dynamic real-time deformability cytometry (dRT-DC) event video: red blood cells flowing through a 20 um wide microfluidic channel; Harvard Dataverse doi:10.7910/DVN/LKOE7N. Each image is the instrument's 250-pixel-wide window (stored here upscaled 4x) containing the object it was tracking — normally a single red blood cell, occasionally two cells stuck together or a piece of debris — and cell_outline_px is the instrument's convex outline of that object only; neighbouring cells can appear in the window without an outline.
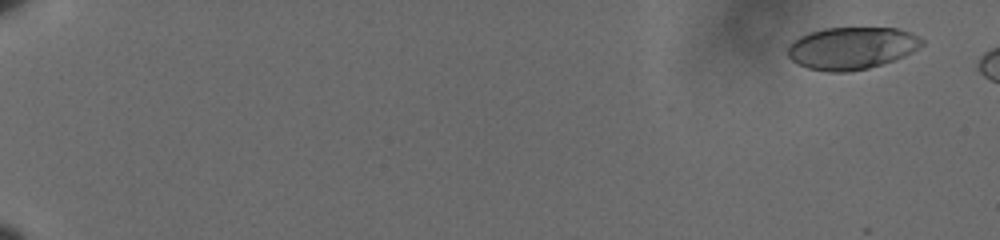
{"species": "human", "species_latin": "Homo sapiens", "temperature_condition": "cold", "stored_images_in_passage": 12, "camera_frame_rate_fps": 3000, "um_per_image_px": 0.085, "donor": {"sex": "male"}, "frame": {"image": 1, "passage_image": 4, "time_ms": 1.0, "image_size_px": [1000, 240], "cell_outline_px": [[924, 44], [920, 48], [904, 56], [868, 68], [848, 72], [828, 72], [808, 68], [792, 60], [788, 56], [788, 44], [800, 36], [824, 28], [896, 28], [908, 32], [924, 40]], "centroid_in_image_um": [72.39, 4.09], "position_along_channel_um": 12.6, "area_um2": 32.83}}